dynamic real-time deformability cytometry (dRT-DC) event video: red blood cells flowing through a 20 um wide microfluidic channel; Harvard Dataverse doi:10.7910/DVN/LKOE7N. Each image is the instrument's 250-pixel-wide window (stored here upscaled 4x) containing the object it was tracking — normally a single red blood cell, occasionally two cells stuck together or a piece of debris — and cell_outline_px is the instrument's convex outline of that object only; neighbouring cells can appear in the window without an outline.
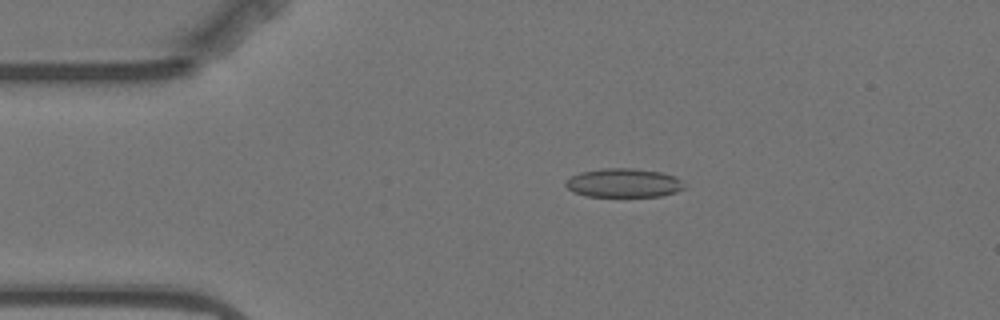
{"species": "Egyptian fruit bat (a non-hibernating species)", "species_latin": "Rousettus aegyptiacus", "temperature_condition": "warm", "stored_images_in_passage": 53, "camera_frame_rate_fps": 3000, "um_per_image_px": 0.085, "animal": {"sex": "female"}, "frame": {"image": 1, "passage_image": 7, "time_ms": 2.0, "image_size_px": [1000, 320], "cell_outline_px": [[684, 188], [676, 192], [660, 196], [584, 196], [572, 192], [564, 184], [564, 180], [580, 172], [600, 168], [632, 168], [660, 172], [672, 176], [680, 180]], "centroid_in_image_um": [52.93, 15.55], "position_along_channel_um": 32.1, "area_um2": 19.88}}
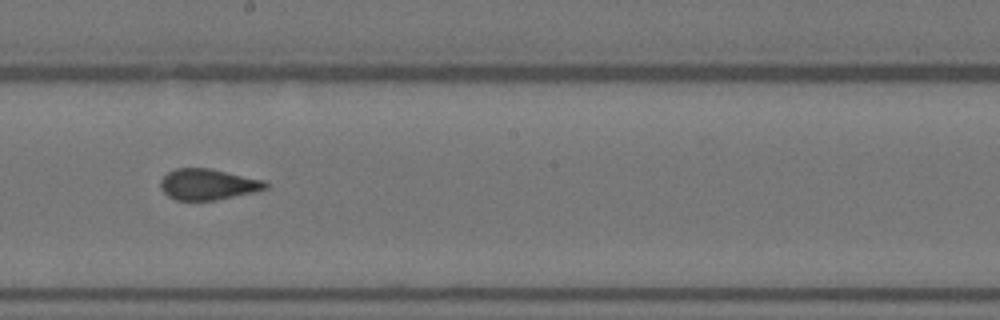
{"frame": {"image": 2, "passage_image": 27, "time_ms": 8.667, "image_size_px": [1000, 320], "cell_outline_px": [[268, 188], [252, 192], [216, 200], [176, 200], [168, 196], [160, 188], [160, 180], [168, 172], [176, 168], [208, 168], [264, 180], [268, 184]], "centroid_in_image_um": [17.64, 15.67], "position_along_channel_um": 230.6, "area_um2": 18.79}}
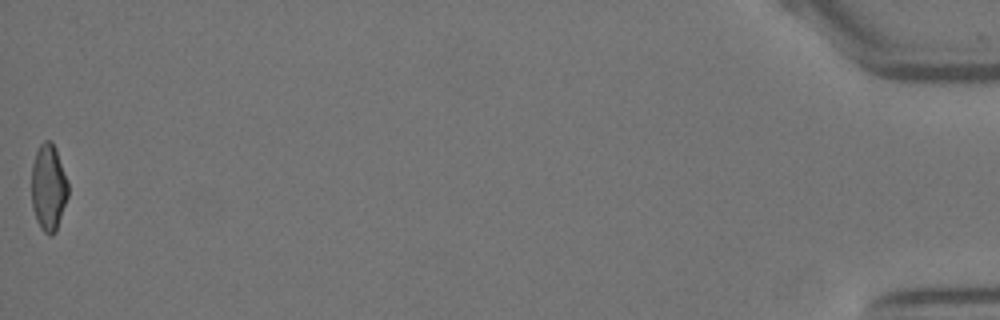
{"frame": {"image": 3, "passage_image": 53, "time_ms": 17.333, "image_size_px": [1000, 320], "cell_outline_px": [[68, 196], [56, 232], [52, 236], [48, 236], [40, 228], [36, 220], [32, 208], [32, 164], [36, 152], [40, 144], [44, 140], [52, 140], [56, 148], [68, 180]], "centroid_in_image_um": [4.13, 15.95], "position_along_channel_um": 431.1, "area_um2": 18.79}, "authors_computed_cell_mechanics": {"area_um2": 19.2474, "velocity_mm_per_s": 3.5251, "shape_relaxation_time_tau1_ms": null, "shape_relaxation_time_tau2_ms": 1.1047, "deformation_change_tau1": null, "deformation_change_tau2": 0.0649}}